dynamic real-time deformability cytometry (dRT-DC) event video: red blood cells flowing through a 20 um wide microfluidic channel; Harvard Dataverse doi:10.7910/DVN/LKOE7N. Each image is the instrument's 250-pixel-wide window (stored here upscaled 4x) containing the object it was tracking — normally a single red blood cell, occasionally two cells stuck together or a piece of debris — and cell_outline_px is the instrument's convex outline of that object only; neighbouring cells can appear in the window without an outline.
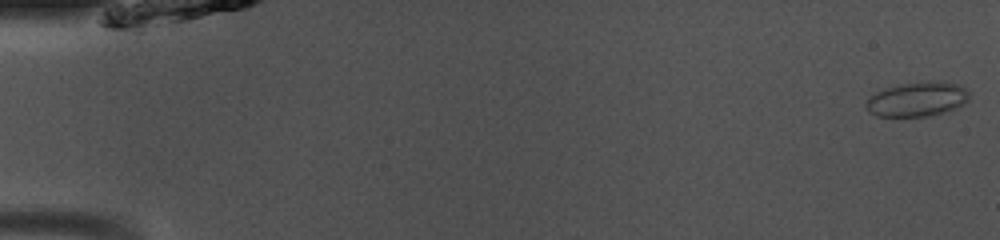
{"species": "common noctule bat (a hibernating species)", "species_latin": "Nyctalus noctula", "temperature_condition": "room temperature", "stored_images_in_passage": 49, "camera_frame_rate_fps": 3000, "um_per_image_px": 0.085, "animal": {"sex": "male", "body_mass_g": 13.0, "forearm_length_mm": 53.1}, "frame": {"image": 1, "passage_image": 1, "time_ms": 0.0, "image_size_px": [1000, 240], "cell_outline_px": [[968, 100], [964, 104], [948, 112], [928, 116], [876, 116], [868, 112], [864, 104], [876, 92], [900, 84], [928, 80], [940, 80], [960, 84], [968, 92]], "centroid_in_image_um": [78.0, 8.42], "position_along_channel_um": 7.0, "area_um2": 20.98}}
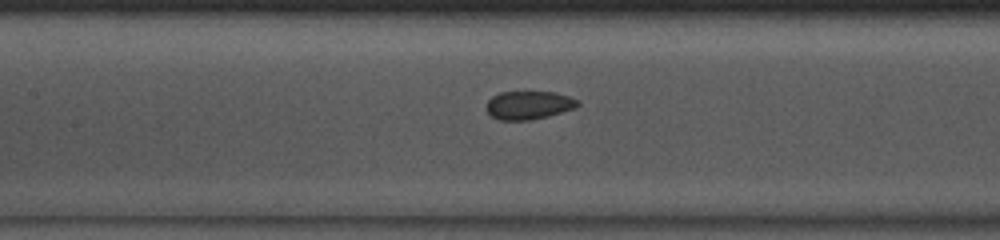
{"frame": {"image": 2, "passage_image": 23, "time_ms": 7.333, "image_size_px": [1000, 240], "cell_outline_px": [[580, 104], [576, 108], [548, 116], [528, 120], [500, 120], [492, 116], [488, 112], [488, 100], [492, 96], [500, 92], [556, 92], [580, 100]], "centroid_in_image_um": [44.99, 8.93], "position_along_channel_um": 162.4, "area_um2": 15.03}}
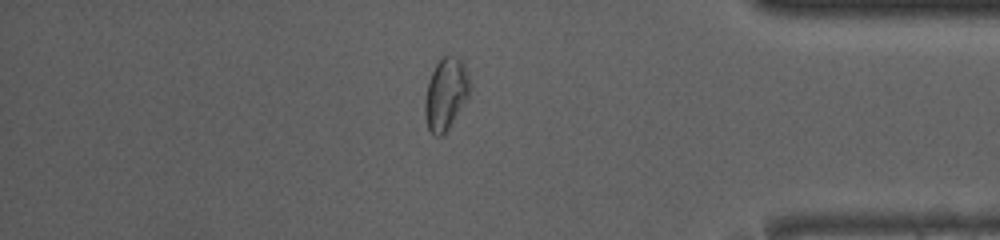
{"frame": {"image": 3, "passage_image": 42, "time_ms": 13.667, "image_size_px": [1000, 240], "cell_outline_px": [[472, 88], [468, 96], [448, 128], [440, 136], [432, 136], [428, 128], [424, 112], [424, 104], [428, 80], [436, 64], [444, 56], [456, 56], [464, 60], [472, 84]], "centroid_in_image_um": [37.91, 7.94], "position_along_channel_um": 397.3, "area_um2": 18.96}, "authors_computed_cell_mechanics": {"area_um2": 16.2996, "velocity_mm_per_s": 4.0966, "shape_relaxation_time_tau1_ms": null, "shape_relaxation_time_tau2_ms": 1.2867, "deformation_change_tau1": null, "deformation_change_tau2": 0.0407}}